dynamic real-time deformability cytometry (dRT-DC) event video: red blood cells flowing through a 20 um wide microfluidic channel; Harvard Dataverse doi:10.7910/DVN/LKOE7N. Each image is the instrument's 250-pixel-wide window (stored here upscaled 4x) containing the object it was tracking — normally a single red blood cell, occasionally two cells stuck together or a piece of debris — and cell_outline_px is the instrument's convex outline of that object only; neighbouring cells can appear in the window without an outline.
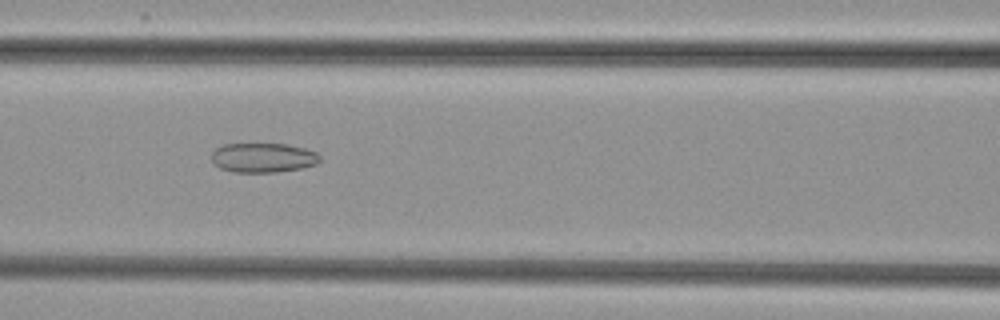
{"species": "common noctule bat (a hibernating species)", "species_latin": "Nyctalus noctula", "temperature_condition": "cold", "stored_images_in_passage": 42, "camera_frame_rate_fps": 3000, "um_per_image_px": 0.085, "animal": {"sex": "female", "body_mass_g": 29.2, "forearm_length_mm": 56.3}, "frame": {"image": 1, "passage_image": 13, "time_ms": 4.0, "image_size_px": [1000, 320], "cell_outline_px": [[320, 160], [316, 164], [304, 168], [276, 172], [236, 172], [220, 168], [212, 164], [212, 152], [216, 148], [224, 144], [288, 144], [304, 148], [316, 152], [320, 156]], "centroid_in_image_um": [22.36, 13.4], "position_along_channel_um": 144.2, "area_um2": 18.73}}
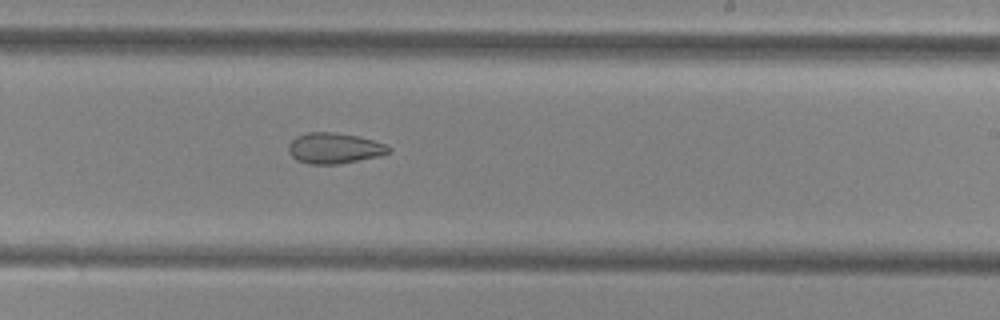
{"frame": {"image": 2, "passage_image": 22, "time_ms": 7.0, "image_size_px": [1000, 320], "cell_outline_px": [[392, 152], [380, 156], [340, 164], [308, 164], [296, 160], [288, 152], [288, 144], [296, 136], [308, 132], [332, 132], [356, 136], [388, 144], [392, 148]], "centroid_in_image_um": [28.43, 12.61], "position_along_channel_um": 260.6, "area_um2": 18.15}}
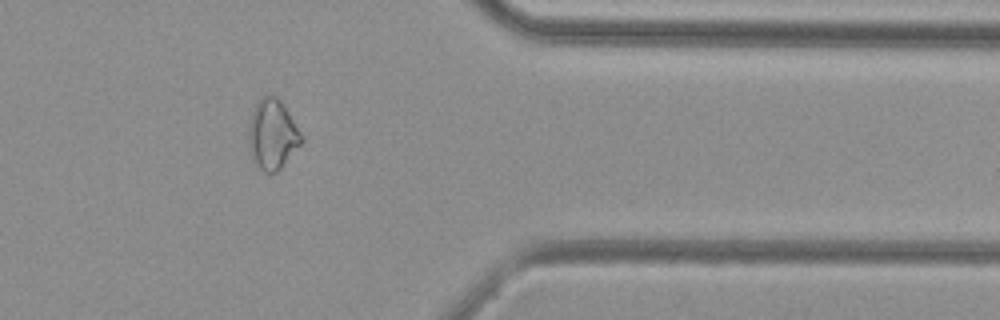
{"frame": {"image": 3, "passage_image": 33, "time_ms": 10.667, "image_size_px": [1000, 320], "cell_outline_px": [[304, 140], [280, 168], [276, 172], [264, 172], [252, 160], [248, 140], [248, 128], [252, 112], [260, 96], [268, 92], [272, 92], [280, 100], [304, 136]], "centroid_in_image_um": [23.14, 11.37], "position_along_channel_um": 388.3, "area_um2": 21.68}}